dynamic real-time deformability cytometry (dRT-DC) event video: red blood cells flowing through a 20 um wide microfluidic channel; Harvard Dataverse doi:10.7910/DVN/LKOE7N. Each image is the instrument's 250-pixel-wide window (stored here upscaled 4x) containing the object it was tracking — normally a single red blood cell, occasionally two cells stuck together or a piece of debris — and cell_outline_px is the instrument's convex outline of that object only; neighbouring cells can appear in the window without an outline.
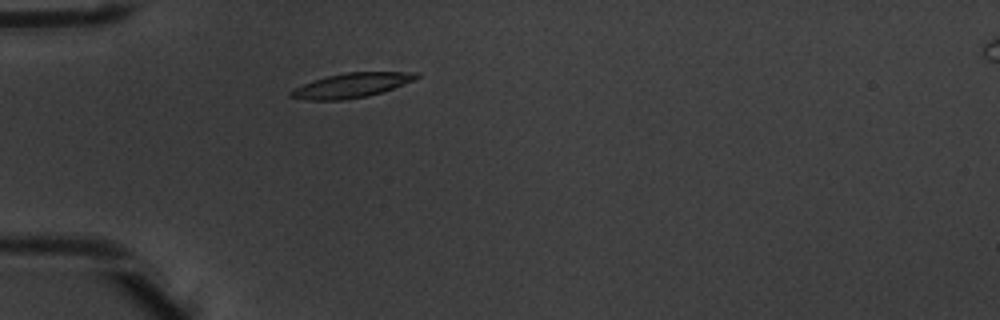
{"species": "common noctule bat (a hibernating species)", "species_latin": "Nyctalus noctula", "temperature_condition": "warm", "stored_images_in_passage": 2, "camera_frame_rate_fps": 3000, "um_per_image_px": 0.085, "animal": {"sex": "male", "body_mass_g": 20.1, "forearm_length_mm": 53.5}, "frame": {"image": 1, "passage_image": 2, "time_ms": 0.333, "image_size_px": [1000, 320], "cell_outline_px": [[420, 76], [412, 80], [392, 88], [368, 96], [344, 100], [308, 100], [288, 96], [288, 92], [304, 84], [328, 76], [344, 72], [420, 72]], "centroid_in_image_um": [29.86, 7.25], "position_along_channel_um": 55.1, "area_um2": 17.63}}